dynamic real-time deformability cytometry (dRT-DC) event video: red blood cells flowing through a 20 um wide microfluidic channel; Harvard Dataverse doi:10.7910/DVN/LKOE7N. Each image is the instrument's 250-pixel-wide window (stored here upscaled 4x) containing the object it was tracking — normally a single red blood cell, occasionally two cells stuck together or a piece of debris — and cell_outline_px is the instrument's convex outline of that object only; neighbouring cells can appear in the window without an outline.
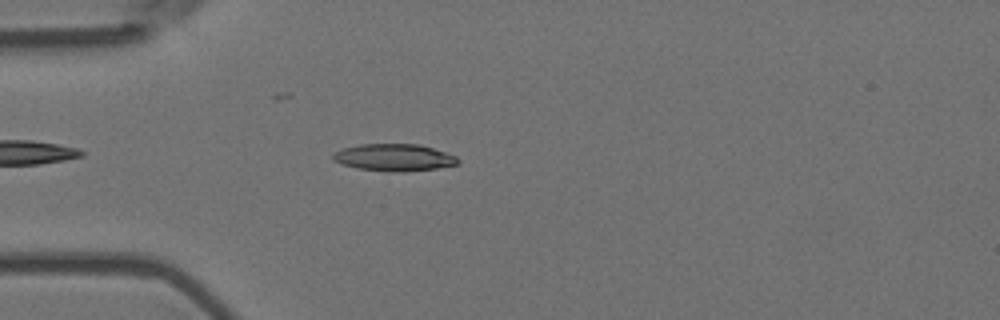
{"species": "Egyptian fruit bat (a non-hibernating species)", "species_latin": "Rousettus aegyptiacus", "temperature_condition": "room temperature", "stored_images_in_passage": 47, "camera_frame_rate_fps": 3000, "um_per_image_px": 0.085, "animal": {"sex": "female"}, "frame": {"image": 1, "passage_image": 8, "time_ms": 2.333, "image_size_px": [1000, 320], "cell_outline_px": [[460, 164], [436, 168], [400, 172], [388, 172], [356, 168], [332, 160], [332, 156], [336, 152], [344, 148], [360, 144], [420, 144], [456, 156], [460, 160]], "centroid_in_image_um": [33.52, 13.39], "position_along_channel_um": 51.5, "area_um2": 19.65}}
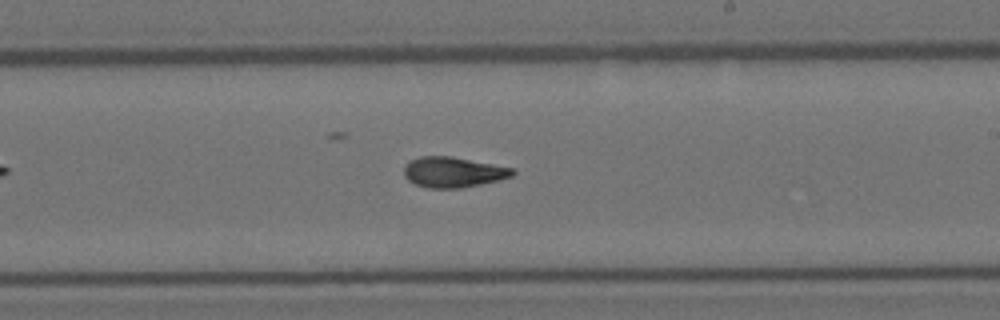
{"frame": {"image": 2, "passage_image": 25, "time_ms": 8.0, "image_size_px": [1000, 320], "cell_outline_px": [[516, 172], [512, 176], [480, 184], [460, 188], [428, 188], [416, 184], [408, 180], [404, 176], [404, 164], [420, 156], [452, 156], [512, 168]], "centroid_in_image_um": [38.48, 14.63], "position_along_channel_um": 250.5, "area_um2": 19.07}}
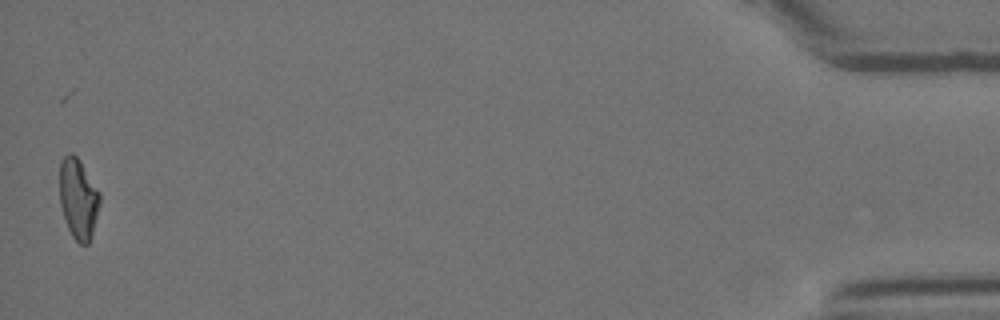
{"frame": {"image": 3, "passage_image": 47, "time_ms": 15.333, "image_size_px": [1000, 320], "cell_outline_px": [[100, 204], [92, 232], [88, 244], [80, 244], [72, 236], [68, 228], [60, 204], [60, 160], [68, 152], [72, 152], [80, 160], [100, 192]], "centroid_in_image_um": [6.65, 16.84], "position_along_channel_um": 428.5, "area_um2": 18.79}, "authors_computed_cell_mechanics": {"area_um2": 18.9584, "velocity_mm_per_s": 3.6827, "shape_relaxation_time_tau1_ms": 8.8179, "shape_relaxation_time_tau2_ms": 1.9529, "deformation_change_tau1": 0.2537, "deformation_change_tau2": 0.0872}}